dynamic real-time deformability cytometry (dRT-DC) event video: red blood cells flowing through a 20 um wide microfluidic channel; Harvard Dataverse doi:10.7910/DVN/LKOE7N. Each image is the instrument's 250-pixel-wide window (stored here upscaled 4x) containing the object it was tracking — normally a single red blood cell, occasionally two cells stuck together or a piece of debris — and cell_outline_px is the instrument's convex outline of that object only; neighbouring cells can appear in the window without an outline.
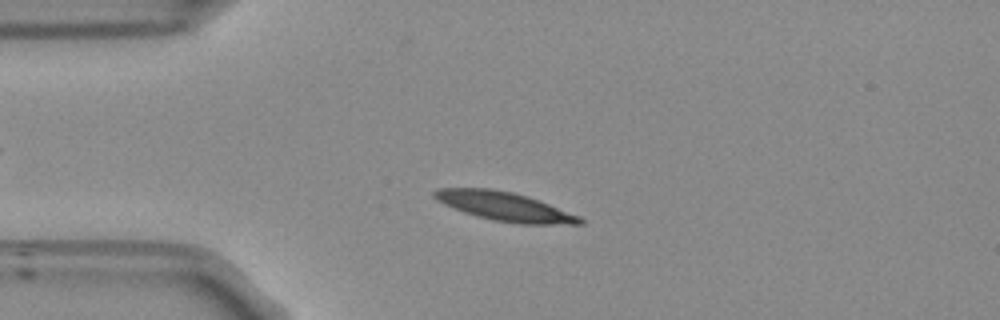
{"species": "Egyptian fruit bat (a non-hibernating species)", "species_latin": "Rousettus aegyptiacus", "temperature_condition": "room temperature", "stored_images_in_passage": 52, "camera_frame_rate_fps": 3000, "um_per_image_px": 0.085, "frame": {"image": 1, "passage_image": 10, "time_ms": 3.0, "image_size_px": [1000, 320], "cell_outline_px": [[584, 224], [516, 224], [492, 220], [476, 216], [464, 212], [444, 204], [436, 200], [432, 196], [432, 192], [440, 188], [492, 188], [512, 192], [528, 196], [580, 216], [584, 220]], "centroid_in_image_um": [42.89, 17.55], "position_along_channel_um": 42.1, "area_um2": 24.57}}
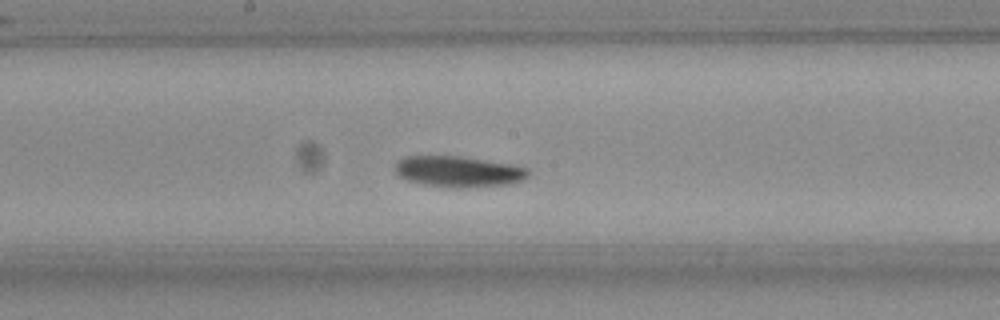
{"frame": {"image": 2, "passage_image": 25, "time_ms": 8.0, "image_size_px": [1000, 320], "cell_outline_px": [[532, 172], [524, 180], [512, 184], [460, 188], [452, 188], [424, 184], [408, 180], [400, 176], [396, 172], [396, 160], [404, 156], [460, 156], [512, 164], [528, 168]], "centroid_in_image_um": [39.02, 14.58], "position_along_channel_um": 209.2, "area_um2": 24.22}}
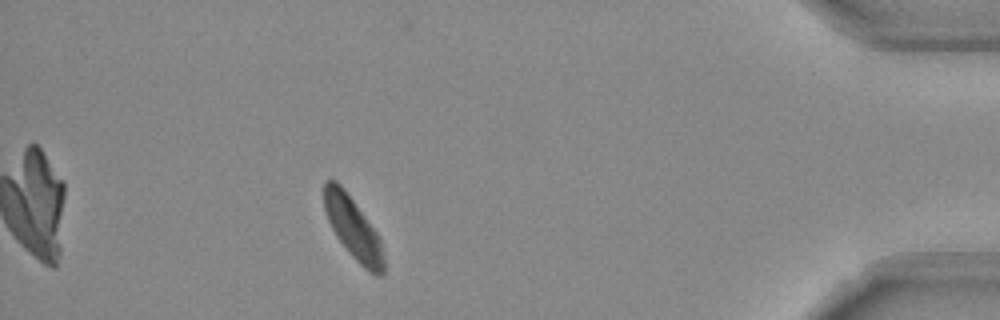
{"frame": {"image": 3, "passage_image": 45, "time_ms": 14.667, "image_size_px": [1000, 320], "cell_outline_px": [[384, 272], [380, 276], [376, 276], [364, 268], [348, 252], [336, 236], [328, 220], [324, 208], [324, 180], [336, 180], [344, 188], [376, 232], [380, 240], [384, 256]], "centroid_in_image_um": [30.01, 19.4], "position_along_channel_um": 405.2, "area_um2": 21.27}, "authors_computed_cell_mechanics": {"area_um2": 23.2356, "velocity_mm_per_s": 3.7411, "shape_relaxation_time_tau1_ms": 4.7342, "shape_relaxation_time_tau2_ms": null, "deformation_change_tau1": 0.1168, "deformation_change_tau2": null}}